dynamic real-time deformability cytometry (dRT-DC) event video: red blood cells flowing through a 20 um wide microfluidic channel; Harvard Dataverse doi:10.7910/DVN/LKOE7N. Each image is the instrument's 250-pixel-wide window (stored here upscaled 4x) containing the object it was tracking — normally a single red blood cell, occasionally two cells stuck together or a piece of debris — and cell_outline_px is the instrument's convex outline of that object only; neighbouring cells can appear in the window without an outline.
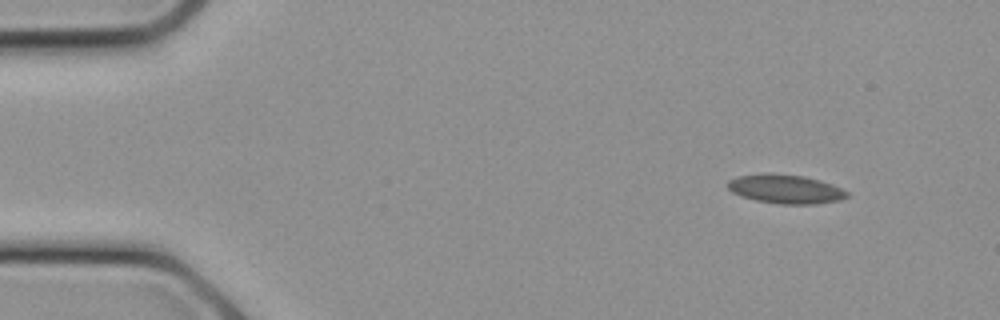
{"species": "common noctule bat (a hibernating species)", "species_latin": "Nyctalus noctula", "temperature_condition": "cold", "stored_images_in_passage": 8, "camera_frame_rate_fps": 3000, "um_per_image_px": 0.085, "animal": {"sex": "female", "body_mass_g": 21.9}, "frame": {"image": 1, "passage_image": 2, "time_ms": 0.333, "image_size_px": [1000, 320], "cell_outline_px": [[848, 196], [840, 200], [816, 204], [780, 204], [756, 200], [732, 192], [728, 188], [728, 180], [740, 176], [804, 176], [820, 180], [832, 184], [848, 192]], "centroid_in_image_um": [66.85, 16.12], "position_along_channel_um": 18.1, "area_um2": 19.13}}
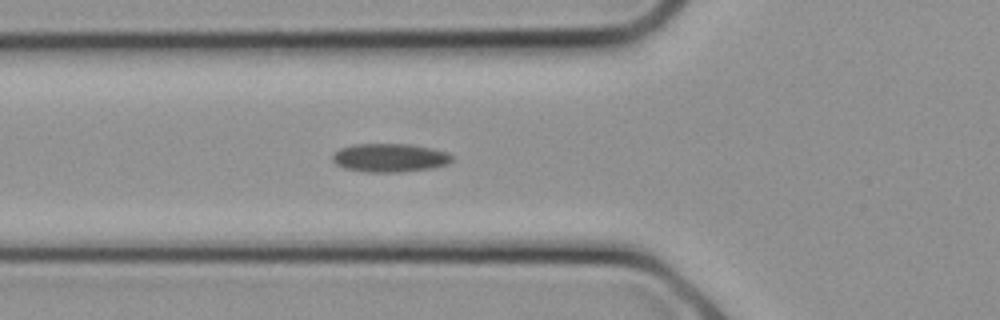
{"frame": {"image": 2, "passage_image": 8, "time_ms": 2.333, "image_size_px": [1000, 320], "cell_outline_px": [[452, 160], [448, 164], [432, 168], [400, 172], [364, 172], [344, 168], [336, 164], [332, 160], [332, 156], [340, 148], [352, 144], [408, 144], [432, 148], [448, 152], [452, 156]], "centroid_in_image_um": [33.13, 13.41], "position_along_channel_um": 92.7, "area_um2": 19.94}}